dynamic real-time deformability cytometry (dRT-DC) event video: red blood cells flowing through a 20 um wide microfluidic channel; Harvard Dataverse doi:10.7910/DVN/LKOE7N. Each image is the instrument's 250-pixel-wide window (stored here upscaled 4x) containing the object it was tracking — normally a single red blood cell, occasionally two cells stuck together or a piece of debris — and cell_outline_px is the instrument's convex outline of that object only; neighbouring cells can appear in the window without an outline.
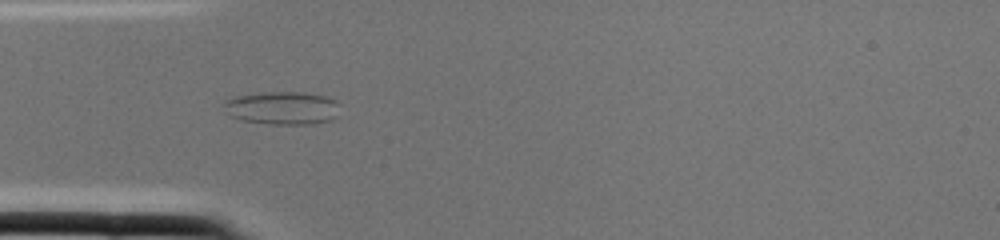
{"species": "common noctule bat (a hibernating species)", "species_latin": "Nyctalus noctula", "temperature_condition": "cold", "stored_images_in_passage": 2, "camera_frame_rate_fps": 3000, "um_per_image_px": 0.085, "animal": {"sex": "female", "body_mass_g": 22.0, "forearm_length_mm": 56.7}, "frame": {"image": 1, "passage_image": 2, "time_ms": 0.333, "image_size_px": [1000, 240], "cell_outline_px": [[340, 104], [336, 116], [332, 120], [312, 124], [268, 124], [240, 120], [232, 116], [228, 112], [224, 104], [224, 100], [236, 96], [264, 92], [304, 92], [324, 96], [336, 100]], "centroid_in_image_um": [24.03, 9.18], "position_along_channel_um": 61.0, "area_um2": 22.43}}